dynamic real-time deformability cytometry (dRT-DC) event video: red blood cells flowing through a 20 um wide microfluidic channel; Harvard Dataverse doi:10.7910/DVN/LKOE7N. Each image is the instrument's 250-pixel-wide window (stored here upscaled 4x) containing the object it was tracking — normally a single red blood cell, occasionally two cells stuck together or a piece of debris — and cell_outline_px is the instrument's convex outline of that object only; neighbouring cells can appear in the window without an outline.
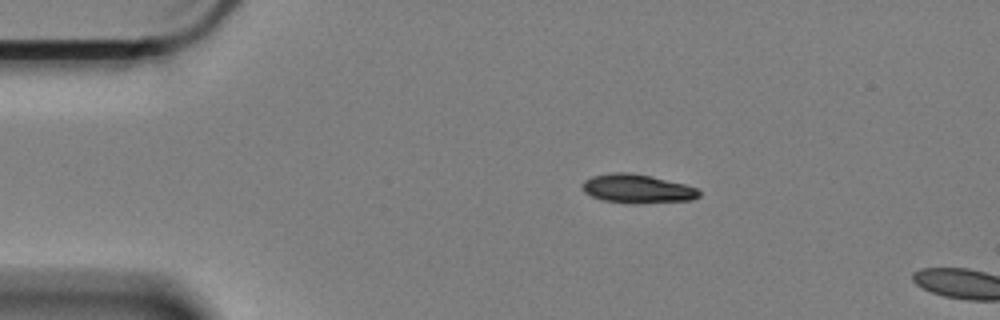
{"species": "Egyptian fruit bat (a non-hibernating species)", "species_latin": "Rousettus aegyptiacus", "temperature_condition": "cold", "stored_images_in_passage": 4, "camera_frame_rate_fps": 3000, "um_per_image_px": 0.085, "animal": {"sex": "female"}, "frame": {"image": 1, "passage_image": 1, "time_ms": 0.0, "image_size_px": [1000, 320], "cell_outline_px": [[700, 196], [692, 200], [604, 200], [592, 196], [584, 192], [584, 180], [592, 176], [612, 172], [632, 172], [652, 176], [684, 184], [696, 188], [700, 192]], "centroid_in_image_um": [54.15, 15.96], "position_along_channel_um": 30.8, "area_um2": 18.32}}